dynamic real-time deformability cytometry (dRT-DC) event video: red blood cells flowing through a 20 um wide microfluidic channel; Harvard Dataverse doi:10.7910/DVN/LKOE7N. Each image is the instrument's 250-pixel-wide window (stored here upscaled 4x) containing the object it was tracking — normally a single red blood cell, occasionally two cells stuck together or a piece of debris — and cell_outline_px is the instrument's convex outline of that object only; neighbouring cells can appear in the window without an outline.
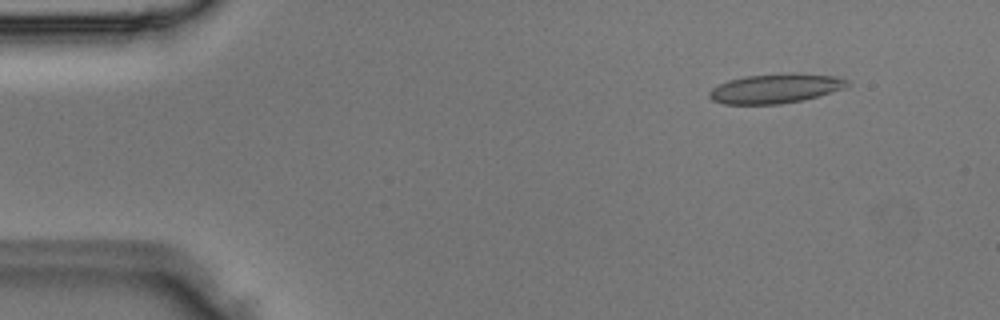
{"species": "Egyptian fruit bat (a non-hibernating species)", "species_latin": "Rousettus aegyptiacus", "temperature_condition": "room temperature", "stored_images_in_passage": 5, "camera_frame_rate_fps": 3000, "um_per_image_px": 0.085, "animal": {"sex": "male"}, "frame": {"image": 1, "passage_image": 2, "time_ms": 0.333, "image_size_px": [1000, 320], "cell_outline_px": [[852, 84], [844, 88], [804, 100], [780, 104], [724, 104], [712, 100], [708, 96], [708, 92], [712, 88], [728, 80], [744, 76], [796, 72], [836, 76], [848, 80]], "centroid_in_image_um": [65.93, 7.51], "position_along_channel_um": 19.1, "area_um2": 23.93}}